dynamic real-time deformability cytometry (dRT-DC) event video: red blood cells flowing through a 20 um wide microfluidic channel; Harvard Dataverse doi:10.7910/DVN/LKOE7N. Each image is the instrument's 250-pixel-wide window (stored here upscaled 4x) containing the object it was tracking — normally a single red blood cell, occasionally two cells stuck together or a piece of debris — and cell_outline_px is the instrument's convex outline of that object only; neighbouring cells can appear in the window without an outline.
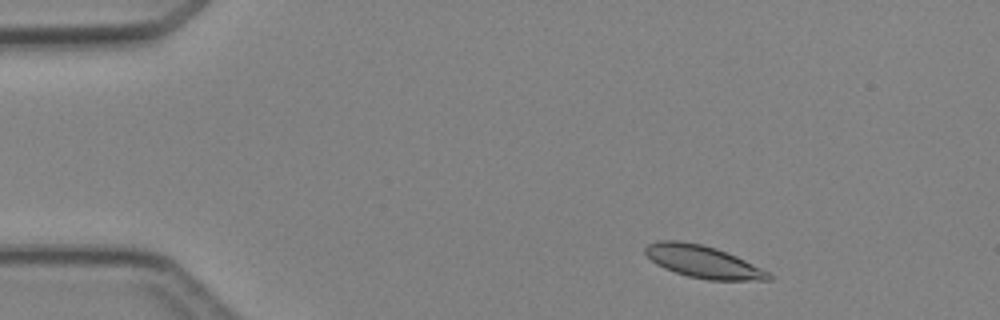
{"species": "Egyptian fruit bat (a non-hibernating species)", "species_latin": "Rousettus aegyptiacus", "temperature_condition": "cold", "stored_images_in_passage": 3, "camera_frame_rate_fps": 3000, "um_per_image_px": 0.085, "animal": {"sex": "female"}, "frame": {"image": 1, "passage_image": 1, "time_ms": 0.0, "image_size_px": [1000, 320], "cell_outline_px": [[772, 280], [708, 280], [688, 276], [664, 268], [656, 264], [644, 252], [644, 248], [648, 244], [660, 240], [680, 240], [700, 244], [716, 248], [736, 256], [768, 272], [772, 276]], "centroid_in_image_um": [59.73, 22.24], "position_along_channel_um": 25.3, "area_um2": 23.0}}
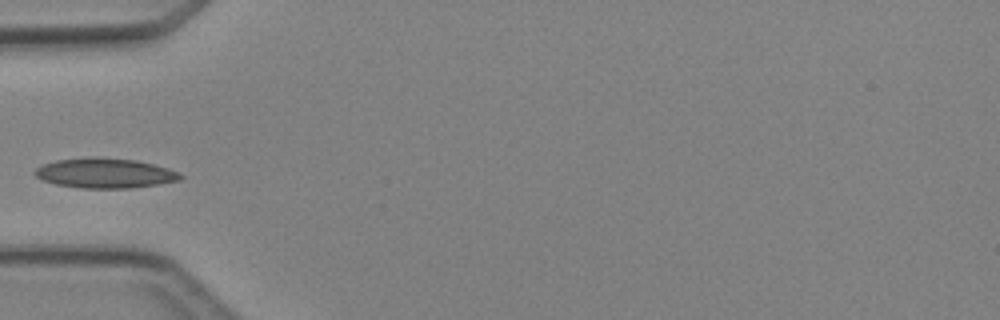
{"frame": {"image": 2, "passage_image": 3, "time_ms": 3.0, "image_size_px": [1000, 320], "cell_outline_px": [[184, 176], [180, 180], [132, 188], [80, 188], [56, 184], [40, 180], [32, 172], [36, 168], [44, 164], [56, 160], [92, 156], [100, 156], [136, 160], [168, 168]], "centroid_in_image_um": [8.87, 14.71], "position_along_channel_um": 76.1, "area_um2": 25.49}}